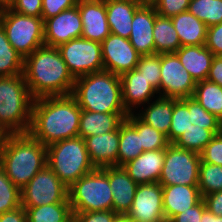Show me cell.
<instances>
[{"label":"cell","mask_w":222,"mask_h":222,"mask_svg":"<svg viewBox=\"0 0 222 222\" xmlns=\"http://www.w3.org/2000/svg\"><path fill=\"white\" fill-rule=\"evenodd\" d=\"M81 110L71 94L34 99L28 133L46 147L78 137Z\"/></svg>","instance_id":"1"},{"label":"cell","mask_w":222,"mask_h":222,"mask_svg":"<svg viewBox=\"0 0 222 222\" xmlns=\"http://www.w3.org/2000/svg\"><path fill=\"white\" fill-rule=\"evenodd\" d=\"M222 131V122L207 112L193 97L173 99L169 144L201 153Z\"/></svg>","instance_id":"2"},{"label":"cell","mask_w":222,"mask_h":222,"mask_svg":"<svg viewBox=\"0 0 222 222\" xmlns=\"http://www.w3.org/2000/svg\"><path fill=\"white\" fill-rule=\"evenodd\" d=\"M23 75L34 99L70 95L75 79L57 47L43 45L24 59Z\"/></svg>","instance_id":"3"},{"label":"cell","mask_w":222,"mask_h":222,"mask_svg":"<svg viewBox=\"0 0 222 222\" xmlns=\"http://www.w3.org/2000/svg\"><path fill=\"white\" fill-rule=\"evenodd\" d=\"M47 147L29 133L10 134L0 154V167L22 190L47 165Z\"/></svg>","instance_id":"4"},{"label":"cell","mask_w":222,"mask_h":222,"mask_svg":"<svg viewBox=\"0 0 222 222\" xmlns=\"http://www.w3.org/2000/svg\"><path fill=\"white\" fill-rule=\"evenodd\" d=\"M71 95L82 110L128 113L122 100L120 76L110 71L93 72L75 79Z\"/></svg>","instance_id":"5"},{"label":"cell","mask_w":222,"mask_h":222,"mask_svg":"<svg viewBox=\"0 0 222 222\" xmlns=\"http://www.w3.org/2000/svg\"><path fill=\"white\" fill-rule=\"evenodd\" d=\"M33 102L23 74L0 76V126L9 134L29 132Z\"/></svg>","instance_id":"6"},{"label":"cell","mask_w":222,"mask_h":222,"mask_svg":"<svg viewBox=\"0 0 222 222\" xmlns=\"http://www.w3.org/2000/svg\"><path fill=\"white\" fill-rule=\"evenodd\" d=\"M46 162L68 188L96 169L90 161L85 140L79 136L48 145Z\"/></svg>","instance_id":"7"},{"label":"cell","mask_w":222,"mask_h":222,"mask_svg":"<svg viewBox=\"0 0 222 222\" xmlns=\"http://www.w3.org/2000/svg\"><path fill=\"white\" fill-rule=\"evenodd\" d=\"M112 195L108 167L96 168L68 188L73 212L113 211Z\"/></svg>","instance_id":"8"},{"label":"cell","mask_w":222,"mask_h":222,"mask_svg":"<svg viewBox=\"0 0 222 222\" xmlns=\"http://www.w3.org/2000/svg\"><path fill=\"white\" fill-rule=\"evenodd\" d=\"M0 25L12 47L24 59L45 45L42 17L22 15L7 8L0 10Z\"/></svg>","instance_id":"9"},{"label":"cell","mask_w":222,"mask_h":222,"mask_svg":"<svg viewBox=\"0 0 222 222\" xmlns=\"http://www.w3.org/2000/svg\"><path fill=\"white\" fill-rule=\"evenodd\" d=\"M201 155L169 144L165 149V160L159 183L162 186H198Z\"/></svg>","instance_id":"10"},{"label":"cell","mask_w":222,"mask_h":222,"mask_svg":"<svg viewBox=\"0 0 222 222\" xmlns=\"http://www.w3.org/2000/svg\"><path fill=\"white\" fill-rule=\"evenodd\" d=\"M74 79L104 70L101 43L79 37L57 47Z\"/></svg>","instance_id":"11"},{"label":"cell","mask_w":222,"mask_h":222,"mask_svg":"<svg viewBox=\"0 0 222 222\" xmlns=\"http://www.w3.org/2000/svg\"><path fill=\"white\" fill-rule=\"evenodd\" d=\"M69 203L68 187L46 165L21 190V206Z\"/></svg>","instance_id":"12"},{"label":"cell","mask_w":222,"mask_h":222,"mask_svg":"<svg viewBox=\"0 0 222 222\" xmlns=\"http://www.w3.org/2000/svg\"><path fill=\"white\" fill-rule=\"evenodd\" d=\"M160 67V97L177 100L193 97L196 82L175 53L160 54Z\"/></svg>","instance_id":"13"},{"label":"cell","mask_w":222,"mask_h":222,"mask_svg":"<svg viewBox=\"0 0 222 222\" xmlns=\"http://www.w3.org/2000/svg\"><path fill=\"white\" fill-rule=\"evenodd\" d=\"M133 222H162L163 189L159 182L138 184L131 208L126 214Z\"/></svg>","instance_id":"14"},{"label":"cell","mask_w":222,"mask_h":222,"mask_svg":"<svg viewBox=\"0 0 222 222\" xmlns=\"http://www.w3.org/2000/svg\"><path fill=\"white\" fill-rule=\"evenodd\" d=\"M104 70L121 75L136 68L140 54L129 39L110 33L101 42Z\"/></svg>","instance_id":"15"},{"label":"cell","mask_w":222,"mask_h":222,"mask_svg":"<svg viewBox=\"0 0 222 222\" xmlns=\"http://www.w3.org/2000/svg\"><path fill=\"white\" fill-rule=\"evenodd\" d=\"M82 20L78 6L60 12L44 21V43L58 47L82 35Z\"/></svg>","instance_id":"16"},{"label":"cell","mask_w":222,"mask_h":222,"mask_svg":"<svg viewBox=\"0 0 222 222\" xmlns=\"http://www.w3.org/2000/svg\"><path fill=\"white\" fill-rule=\"evenodd\" d=\"M155 18L156 11L150 2L143 3L133 15L129 41L141 56L155 53L153 37Z\"/></svg>","instance_id":"17"},{"label":"cell","mask_w":222,"mask_h":222,"mask_svg":"<svg viewBox=\"0 0 222 222\" xmlns=\"http://www.w3.org/2000/svg\"><path fill=\"white\" fill-rule=\"evenodd\" d=\"M79 13L82 20L81 37L101 43L110 35L104 0H79Z\"/></svg>","instance_id":"18"},{"label":"cell","mask_w":222,"mask_h":222,"mask_svg":"<svg viewBox=\"0 0 222 222\" xmlns=\"http://www.w3.org/2000/svg\"><path fill=\"white\" fill-rule=\"evenodd\" d=\"M90 161L95 168L118 166L119 128L84 138Z\"/></svg>","instance_id":"19"},{"label":"cell","mask_w":222,"mask_h":222,"mask_svg":"<svg viewBox=\"0 0 222 222\" xmlns=\"http://www.w3.org/2000/svg\"><path fill=\"white\" fill-rule=\"evenodd\" d=\"M165 160V149L145 151L122 167L137 183L159 182Z\"/></svg>","instance_id":"20"},{"label":"cell","mask_w":222,"mask_h":222,"mask_svg":"<svg viewBox=\"0 0 222 222\" xmlns=\"http://www.w3.org/2000/svg\"><path fill=\"white\" fill-rule=\"evenodd\" d=\"M122 86V100L124 108L128 113H132V107L149 103L151 97L158 93L157 90L148 83V80L137 68L120 75Z\"/></svg>","instance_id":"21"},{"label":"cell","mask_w":222,"mask_h":222,"mask_svg":"<svg viewBox=\"0 0 222 222\" xmlns=\"http://www.w3.org/2000/svg\"><path fill=\"white\" fill-rule=\"evenodd\" d=\"M108 179L113 194V211L116 214H127L138 184L122 166H108Z\"/></svg>","instance_id":"22"},{"label":"cell","mask_w":222,"mask_h":222,"mask_svg":"<svg viewBox=\"0 0 222 222\" xmlns=\"http://www.w3.org/2000/svg\"><path fill=\"white\" fill-rule=\"evenodd\" d=\"M163 211L168 222L177 214L196 205L201 199L198 186L170 185L162 186Z\"/></svg>","instance_id":"23"},{"label":"cell","mask_w":222,"mask_h":222,"mask_svg":"<svg viewBox=\"0 0 222 222\" xmlns=\"http://www.w3.org/2000/svg\"><path fill=\"white\" fill-rule=\"evenodd\" d=\"M110 33L129 39L135 11L143 4L136 0H104Z\"/></svg>","instance_id":"24"},{"label":"cell","mask_w":222,"mask_h":222,"mask_svg":"<svg viewBox=\"0 0 222 222\" xmlns=\"http://www.w3.org/2000/svg\"><path fill=\"white\" fill-rule=\"evenodd\" d=\"M175 54L197 83L207 79L214 54L205 46H181Z\"/></svg>","instance_id":"25"},{"label":"cell","mask_w":222,"mask_h":222,"mask_svg":"<svg viewBox=\"0 0 222 222\" xmlns=\"http://www.w3.org/2000/svg\"><path fill=\"white\" fill-rule=\"evenodd\" d=\"M128 115L129 113H100L81 110L79 137L84 139L115 131Z\"/></svg>","instance_id":"26"},{"label":"cell","mask_w":222,"mask_h":222,"mask_svg":"<svg viewBox=\"0 0 222 222\" xmlns=\"http://www.w3.org/2000/svg\"><path fill=\"white\" fill-rule=\"evenodd\" d=\"M170 18L177 31L181 46L205 45L207 26L204 22L189 11L179 13Z\"/></svg>","instance_id":"27"},{"label":"cell","mask_w":222,"mask_h":222,"mask_svg":"<svg viewBox=\"0 0 222 222\" xmlns=\"http://www.w3.org/2000/svg\"><path fill=\"white\" fill-rule=\"evenodd\" d=\"M172 113L173 99L159 96L142 113L137 115L143 122L163 133L169 142Z\"/></svg>","instance_id":"28"},{"label":"cell","mask_w":222,"mask_h":222,"mask_svg":"<svg viewBox=\"0 0 222 222\" xmlns=\"http://www.w3.org/2000/svg\"><path fill=\"white\" fill-rule=\"evenodd\" d=\"M153 37L157 54L175 53L181 47L177 31L170 17H163L156 13Z\"/></svg>","instance_id":"29"},{"label":"cell","mask_w":222,"mask_h":222,"mask_svg":"<svg viewBox=\"0 0 222 222\" xmlns=\"http://www.w3.org/2000/svg\"><path fill=\"white\" fill-rule=\"evenodd\" d=\"M118 147V166H123L144 152L143 146H141L140 133L127 119L119 126Z\"/></svg>","instance_id":"30"},{"label":"cell","mask_w":222,"mask_h":222,"mask_svg":"<svg viewBox=\"0 0 222 222\" xmlns=\"http://www.w3.org/2000/svg\"><path fill=\"white\" fill-rule=\"evenodd\" d=\"M27 222H73L70 203H54L36 207H24Z\"/></svg>","instance_id":"31"},{"label":"cell","mask_w":222,"mask_h":222,"mask_svg":"<svg viewBox=\"0 0 222 222\" xmlns=\"http://www.w3.org/2000/svg\"><path fill=\"white\" fill-rule=\"evenodd\" d=\"M198 103L222 122V87L208 80L196 83L193 94Z\"/></svg>","instance_id":"32"},{"label":"cell","mask_w":222,"mask_h":222,"mask_svg":"<svg viewBox=\"0 0 222 222\" xmlns=\"http://www.w3.org/2000/svg\"><path fill=\"white\" fill-rule=\"evenodd\" d=\"M24 58L12 47L0 25V76L23 74Z\"/></svg>","instance_id":"33"},{"label":"cell","mask_w":222,"mask_h":222,"mask_svg":"<svg viewBox=\"0 0 222 222\" xmlns=\"http://www.w3.org/2000/svg\"><path fill=\"white\" fill-rule=\"evenodd\" d=\"M126 119L140 133L141 146H143L144 152L166 149L169 145L167 137L163 133L143 122L138 116L134 115V112L129 113Z\"/></svg>","instance_id":"34"},{"label":"cell","mask_w":222,"mask_h":222,"mask_svg":"<svg viewBox=\"0 0 222 222\" xmlns=\"http://www.w3.org/2000/svg\"><path fill=\"white\" fill-rule=\"evenodd\" d=\"M188 11L207 27L222 22V0H190Z\"/></svg>","instance_id":"35"},{"label":"cell","mask_w":222,"mask_h":222,"mask_svg":"<svg viewBox=\"0 0 222 222\" xmlns=\"http://www.w3.org/2000/svg\"><path fill=\"white\" fill-rule=\"evenodd\" d=\"M198 188L202 198L207 194L222 191V166L201 161Z\"/></svg>","instance_id":"36"},{"label":"cell","mask_w":222,"mask_h":222,"mask_svg":"<svg viewBox=\"0 0 222 222\" xmlns=\"http://www.w3.org/2000/svg\"><path fill=\"white\" fill-rule=\"evenodd\" d=\"M21 206V190L7 177L0 167V215Z\"/></svg>","instance_id":"37"},{"label":"cell","mask_w":222,"mask_h":222,"mask_svg":"<svg viewBox=\"0 0 222 222\" xmlns=\"http://www.w3.org/2000/svg\"><path fill=\"white\" fill-rule=\"evenodd\" d=\"M136 68L142 72V75L148 80V83L159 93L161 79L160 54L154 53L140 56Z\"/></svg>","instance_id":"38"},{"label":"cell","mask_w":222,"mask_h":222,"mask_svg":"<svg viewBox=\"0 0 222 222\" xmlns=\"http://www.w3.org/2000/svg\"><path fill=\"white\" fill-rule=\"evenodd\" d=\"M158 15L172 17L188 11L190 0H150Z\"/></svg>","instance_id":"39"},{"label":"cell","mask_w":222,"mask_h":222,"mask_svg":"<svg viewBox=\"0 0 222 222\" xmlns=\"http://www.w3.org/2000/svg\"><path fill=\"white\" fill-rule=\"evenodd\" d=\"M200 155L202 162L222 166V131L214 136Z\"/></svg>","instance_id":"40"},{"label":"cell","mask_w":222,"mask_h":222,"mask_svg":"<svg viewBox=\"0 0 222 222\" xmlns=\"http://www.w3.org/2000/svg\"><path fill=\"white\" fill-rule=\"evenodd\" d=\"M79 0H42L43 21L58 15L60 12L70 9L78 4Z\"/></svg>","instance_id":"41"},{"label":"cell","mask_w":222,"mask_h":222,"mask_svg":"<svg viewBox=\"0 0 222 222\" xmlns=\"http://www.w3.org/2000/svg\"><path fill=\"white\" fill-rule=\"evenodd\" d=\"M10 9L22 15L41 17L42 0H14Z\"/></svg>","instance_id":"42"},{"label":"cell","mask_w":222,"mask_h":222,"mask_svg":"<svg viewBox=\"0 0 222 222\" xmlns=\"http://www.w3.org/2000/svg\"><path fill=\"white\" fill-rule=\"evenodd\" d=\"M205 46L217 56L222 52V22L207 27Z\"/></svg>","instance_id":"43"},{"label":"cell","mask_w":222,"mask_h":222,"mask_svg":"<svg viewBox=\"0 0 222 222\" xmlns=\"http://www.w3.org/2000/svg\"><path fill=\"white\" fill-rule=\"evenodd\" d=\"M114 211L73 212V222H112Z\"/></svg>","instance_id":"44"},{"label":"cell","mask_w":222,"mask_h":222,"mask_svg":"<svg viewBox=\"0 0 222 222\" xmlns=\"http://www.w3.org/2000/svg\"><path fill=\"white\" fill-rule=\"evenodd\" d=\"M206 209L205 201L202 198L196 205L175 215L169 222H201L202 214Z\"/></svg>","instance_id":"45"},{"label":"cell","mask_w":222,"mask_h":222,"mask_svg":"<svg viewBox=\"0 0 222 222\" xmlns=\"http://www.w3.org/2000/svg\"><path fill=\"white\" fill-rule=\"evenodd\" d=\"M206 208L216 216H222V191H216L203 197Z\"/></svg>","instance_id":"46"},{"label":"cell","mask_w":222,"mask_h":222,"mask_svg":"<svg viewBox=\"0 0 222 222\" xmlns=\"http://www.w3.org/2000/svg\"><path fill=\"white\" fill-rule=\"evenodd\" d=\"M206 80L222 87V60L217 56H214L212 60Z\"/></svg>","instance_id":"47"},{"label":"cell","mask_w":222,"mask_h":222,"mask_svg":"<svg viewBox=\"0 0 222 222\" xmlns=\"http://www.w3.org/2000/svg\"><path fill=\"white\" fill-rule=\"evenodd\" d=\"M0 222H27L26 209L22 206L4 212L0 215Z\"/></svg>","instance_id":"48"},{"label":"cell","mask_w":222,"mask_h":222,"mask_svg":"<svg viewBox=\"0 0 222 222\" xmlns=\"http://www.w3.org/2000/svg\"><path fill=\"white\" fill-rule=\"evenodd\" d=\"M201 222H222V216H216L206 209L202 214Z\"/></svg>","instance_id":"49"},{"label":"cell","mask_w":222,"mask_h":222,"mask_svg":"<svg viewBox=\"0 0 222 222\" xmlns=\"http://www.w3.org/2000/svg\"><path fill=\"white\" fill-rule=\"evenodd\" d=\"M9 135L10 134L0 126V154Z\"/></svg>","instance_id":"50"},{"label":"cell","mask_w":222,"mask_h":222,"mask_svg":"<svg viewBox=\"0 0 222 222\" xmlns=\"http://www.w3.org/2000/svg\"><path fill=\"white\" fill-rule=\"evenodd\" d=\"M112 222H133L126 214H117Z\"/></svg>","instance_id":"51"},{"label":"cell","mask_w":222,"mask_h":222,"mask_svg":"<svg viewBox=\"0 0 222 222\" xmlns=\"http://www.w3.org/2000/svg\"><path fill=\"white\" fill-rule=\"evenodd\" d=\"M14 0H0V10L10 8Z\"/></svg>","instance_id":"52"},{"label":"cell","mask_w":222,"mask_h":222,"mask_svg":"<svg viewBox=\"0 0 222 222\" xmlns=\"http://www.w3.org/2000/svg\"><path fill=\"white\" fill-rule=\"evenodd\" d=\"M138 2H141V3H147V2H150V0H136Z\"/></svg>","instance_id":"53"},{"label":"cell","mask_w":222,"mask_h":222,"mask_svg":"<svg viewBox=\"0 0 222 222\" xmlns=\"http://www.w3.org/2000/svg\"><path fill=\"white\" fill-rule=\"evenodd\" d=\"M218 58L222 60V52L217 55Z\"/></svg>","instance_id":"54"}]
</instances>
